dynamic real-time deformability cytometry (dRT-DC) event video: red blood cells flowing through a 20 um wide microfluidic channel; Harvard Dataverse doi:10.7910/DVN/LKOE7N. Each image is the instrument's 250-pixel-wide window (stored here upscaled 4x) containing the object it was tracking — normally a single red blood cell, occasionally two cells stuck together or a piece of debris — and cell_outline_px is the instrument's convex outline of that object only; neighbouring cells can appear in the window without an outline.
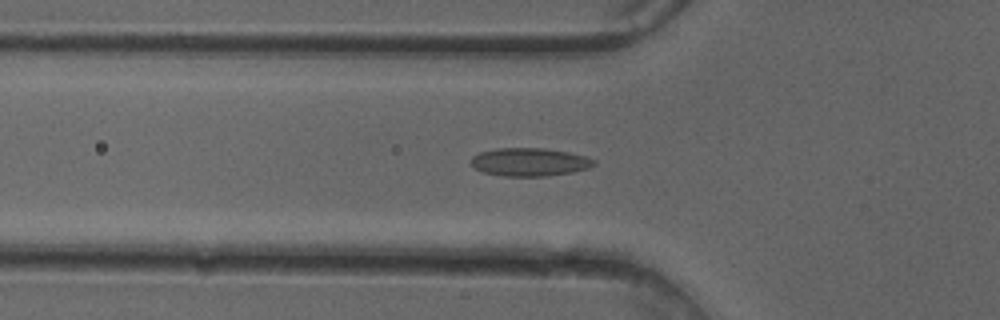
{"species": "common noctule bat (a hibernating species)", "species_latin": "Nyctalus noctula", "temperature_condition": "cold", "stored_images_in_passage": 50, "camera_frame_rate_fps": 3000, "um_per_image_px": 0.085, "animal": {"sex": "female"}, "frame": {"image": 1, "passage_image": 17, "time_ms": 5.333, "image_size_px": [1000, 320], "cell_outline_px": [[596, 164], [588, 168], [572, 172], [548, 176], [504, 176], [484, 172], [476, 168], [472, 164], [472, 156], [480, 152], [496, 148], [544, 148], [568, 152], [584, 156], [596, 160]], "centroid_in_image_um": [45.03, 13.77], "position_along_channel_um": 80.8, "area_um2": 20.06}}
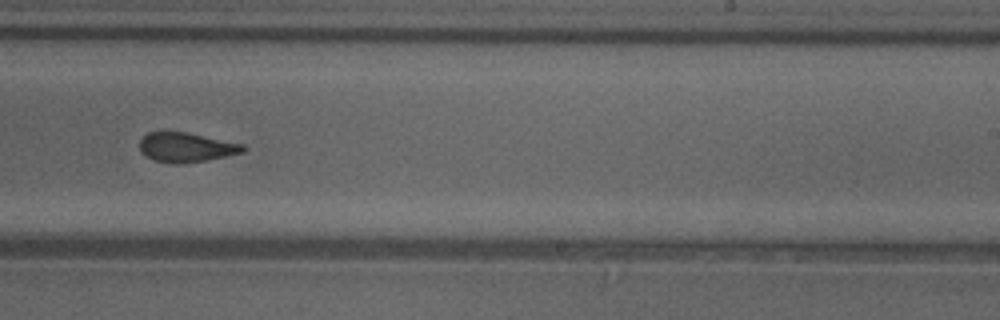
{"frame": {"image": 2, "passage_image": 31, "time_ms": 10.0, "image_size_px": [1000, 320], "cell_outline_px": [[248, 148], [244, 152], [208, 160], [180, 164], [172, 164], [156, 160], [144, 156], [140, 152], [140, 140], [148, 132], [164, 128], [244, 144]], "centroid_in_image_um": [15.78, 12.5], "position_along_channel_um": 273.2, "area_um2": 18.32}}
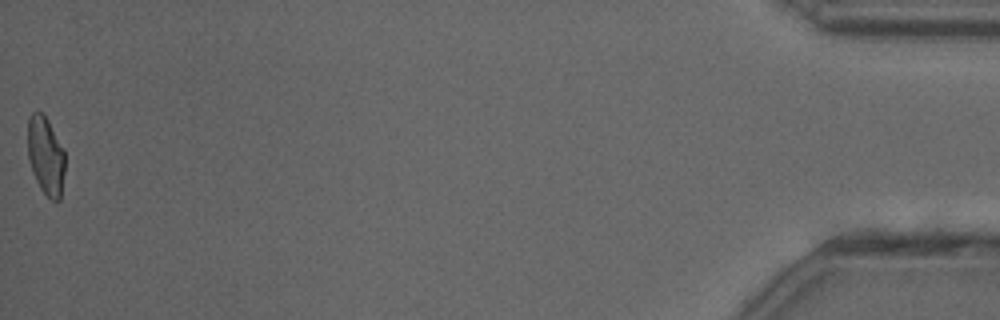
{"frame": {"image": 3, "passage_image": 50, "time_ms": 16.333, "image_size_px": [1000, 320], "cell_outline_px": [[64, 172], [60, 200], [56, 204], [40, 188], [32, 172], [28, 160], [28, 116], [36, 108], [48, 120], [64, 148]], "centroid_in_image_um": [3.88, 13.22], "position_along_channel_um": 431.3, "area_um2": 17.22}, "authors_computed_cell_mechanics": {"area_um2": 18.9006, "velocity_mm_per_s": 4.1104, "shape_relaxation_time_tau1_ms": null, "shape_relaxation_time_tau2_ms": 1.9793, "deformation_change_tau1": null, "deformation_change_tau2": 0.0789}}